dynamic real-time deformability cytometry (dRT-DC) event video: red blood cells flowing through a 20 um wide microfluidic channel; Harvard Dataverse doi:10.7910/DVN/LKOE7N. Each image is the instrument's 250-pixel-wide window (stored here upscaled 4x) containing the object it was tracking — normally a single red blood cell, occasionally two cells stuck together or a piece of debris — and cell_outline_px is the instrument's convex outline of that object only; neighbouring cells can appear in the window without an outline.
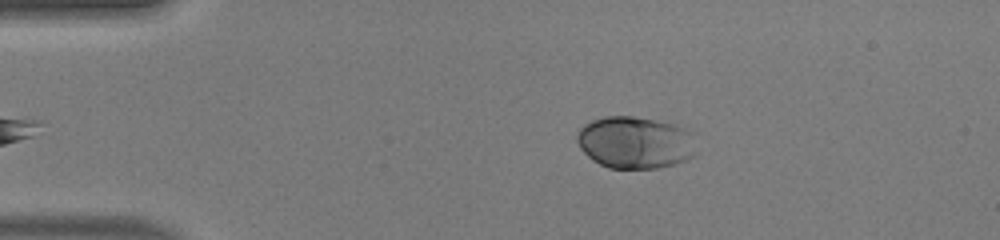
{"species": "human", "species_latin": "Homo sapiens", "temperature_condition": "warm", "stored_images_in_passage": 41, "camera_frame_rate_fps": 3000, "um_per_image_px": 0.085, "donor": {"sex": "male"}, "frame": {"image": 1, "passage_image": 2, "time_ms": 0.333, "image_size_px": [1000, 240], "cell_outline_px": [[696, 156], [688, 160], [676, 164], [656, 168], [608, 168], [592, 160], [580, 148], [576, 140], [576, 136], [580, 128], [584, 124], [592, 120], [604, 116], [632, 116], [676, 124], [692, 132]], "centroid_in_image_um": [54.0, 12.11], "position_along_channel_um": 31.0, "area_um2": 36.59}}
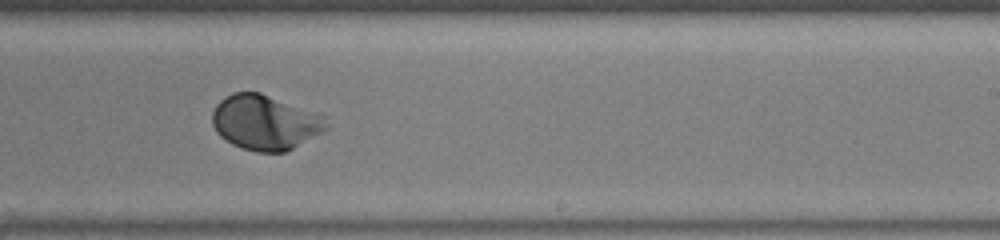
{"frame": {"image": 2, "passage_image": 23, "time_ms": 7.333, "image_size_px": [1000, 240], "cell_outline_px": [[328, 128], [292, 148], [284, 152], [256, 152], [232, 144], [220, 136], [216, 132], [212, 124], [212, 112], [216, 104], [224, 96], [232, 92], [260, 92], [328, 116]], "centroid_in_image_um": [22.52, 10.38], "position_along_channel_um": 266.5, "area_um2": 36.65}}
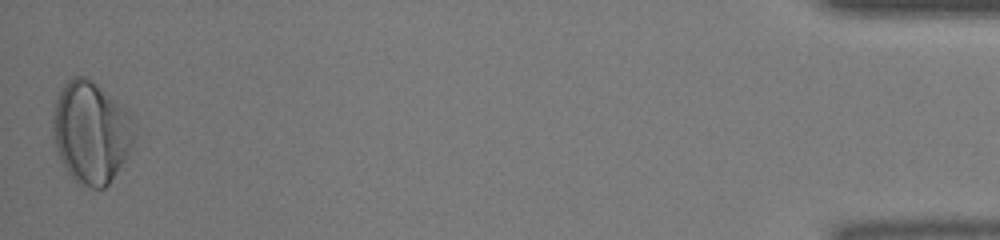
{"frame": {"image": 3, "passage_image": 41, "time_ms": 13.333, "image_size_px": [1000, 240], "cell_outline_px": [[136, 140], [124, 160], [108, 184], [104, 188], [92, 188], [76, 184], [68, 172], [56, 148], [52, 136], [52, 116], [56, 100], [60, 88], [64, 80], [72, 76], [84, 76], [92, 80], [116, 100], [132, 116]], "centroid_in_image_um": [7.72, 11.22], "position_along_channel_um": 427.5, "area_um2": 48.67}, "authors_computed_cell_mechanics": {"area_um2": 35.547, "velocity_mm_per_s": 4.196, "shape_relaxation_time_tau1_ms": 2.1281, "shape_relaxation_time_tau2_ms": null, "deformation_change_tau1": 0.1467, "deformation_change_tau2": null}}